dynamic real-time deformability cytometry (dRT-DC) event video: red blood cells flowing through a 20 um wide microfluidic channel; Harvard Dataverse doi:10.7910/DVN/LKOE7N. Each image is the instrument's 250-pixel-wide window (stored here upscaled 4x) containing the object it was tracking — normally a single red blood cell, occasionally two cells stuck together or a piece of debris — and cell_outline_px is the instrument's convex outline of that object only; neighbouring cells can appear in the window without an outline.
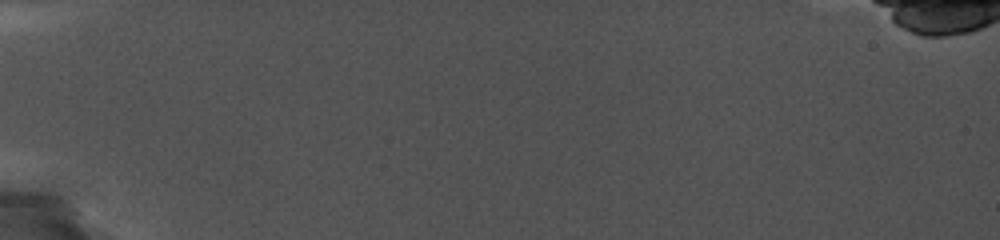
{"species": "common noctule bat (a hibernating species)", "species_latin": "Nyctalus noctula", "temperature_condition": "cold", "stored_images_in_passage": 1, "camera_frame_rate_fps": 5000, "um_per_image_px": 0.085, "animal": {"sex": "female", "body_mass_g": 19.0, "forearm_length_mm": 56.7}, "frame": {"image": 1, "passage_image": 1, "time_ms": 0.0, "image_size_px": [1000, 240], "cell_outline_px": [[856, 44], [808, 52], [748, 56], [736, 48], [740, 44], [760, 40], [784, 36], [852, 36]], "centroid_in_image_um": [67.49, 3.8], "position_along_channel_um": 17.5, "area_um2": 11.73}}